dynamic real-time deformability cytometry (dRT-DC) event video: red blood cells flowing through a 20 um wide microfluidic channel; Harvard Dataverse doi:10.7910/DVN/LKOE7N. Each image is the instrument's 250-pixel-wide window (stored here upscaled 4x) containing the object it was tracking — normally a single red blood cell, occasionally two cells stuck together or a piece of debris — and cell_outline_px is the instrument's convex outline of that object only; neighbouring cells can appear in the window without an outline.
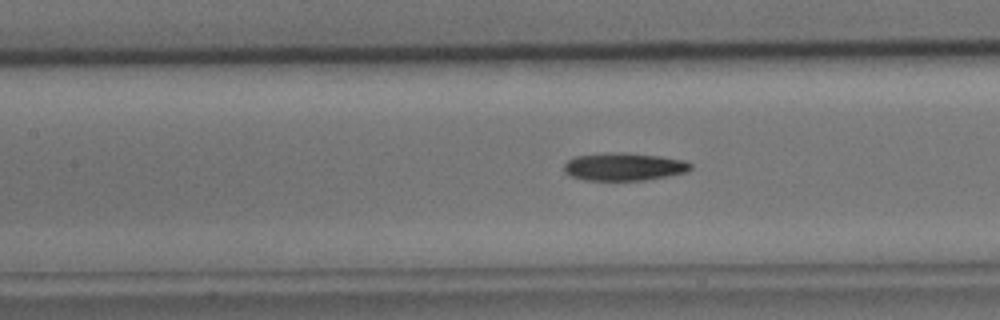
{"species": "common noctule bat (a hibernating species)", "species_latin": "Nyctalus noctula", "temperature_condition": "cold", "stored_images_in_passage": 31, "camera_frame_rate_fps": 3000, "um_per_image_px": 0.085, "animal": {"sex": "male", "body_mass_g": 15.6}, "frame": {"image": 1, "passage_image": 8, "time_ms": 2.333, "image_size_px": [1000, 320], "cell_outline_px": [[692, 168], [688, 172], [668, 176], [644, 180], [584, 180], [572, 176], [564, 172], [564, 164], [568, 160], [576, 156], [616, 152], [660, 156], [684, 160], [692, 164]], "centroid_in_image_um": [53.06, 14.18], "position_along_channel_um": 154.3, "area_um2": 20.4}}
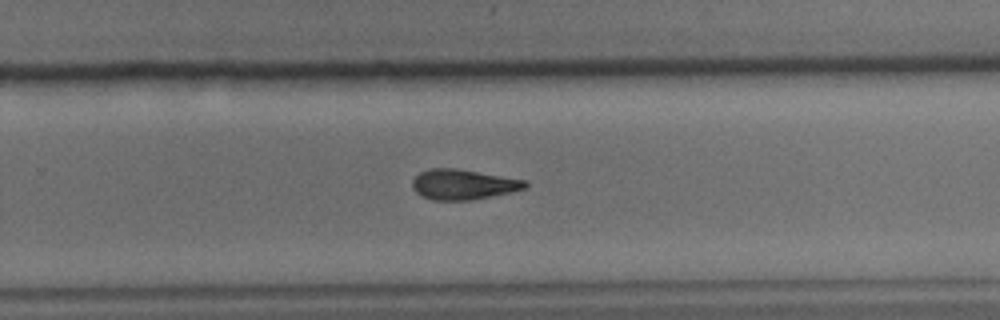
{"frame": {"image": 2, "passage_image": 19, "time_ms": 6.0, "image_size_px": [1000, 320], "cell_outline_px": [[528, 188], [472, 200], [432, 200], [416, 192], [412, 188], [412, 180], [420, 172], [432, 168], [456, 168], [528, 180]], "centroid_in_image_um": [39.4, 15.67], "position_along_channel_um": 290.4, "area_um2": 19.88}}
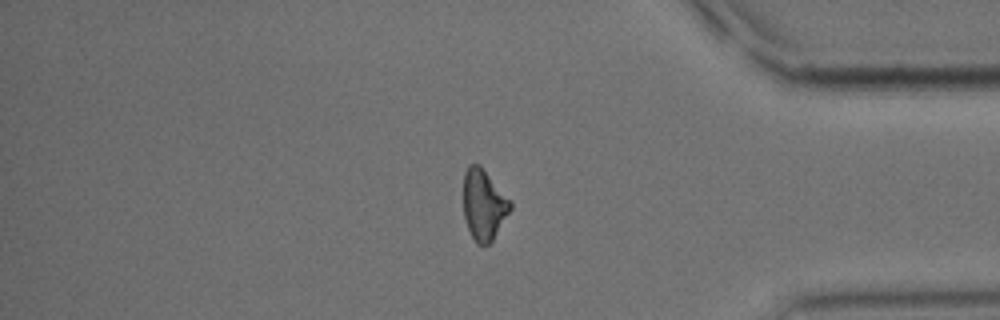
{"frame": {"image": 3, "passage_image": 29, "time_ms": 9.333, "image_size_px": [1000, 320], "cell_outline_px": [[512, 208], [492, 240], [488, 244], [476, 244], [468, 228], [464, 216], [464, 172], [468, 164], [480, 164], [484, 168], [512, 204]], "centroid_in_image_um": [41.1, 17.37], "position_along_channel_um": 394.1, "area_um2": 19.07}, "authors_computed_cell_mechanics": {"area_um2": 20.1722, "velocity_mm_per_s": 3.7269, "shape_relaxation_time_tau1_ms": 7.0104, "shape_relaxation_time_tau2_ms": 7.3875, "deformation_change_tau1": 0.1899, "deformation_change_tau2": 0.1793}}